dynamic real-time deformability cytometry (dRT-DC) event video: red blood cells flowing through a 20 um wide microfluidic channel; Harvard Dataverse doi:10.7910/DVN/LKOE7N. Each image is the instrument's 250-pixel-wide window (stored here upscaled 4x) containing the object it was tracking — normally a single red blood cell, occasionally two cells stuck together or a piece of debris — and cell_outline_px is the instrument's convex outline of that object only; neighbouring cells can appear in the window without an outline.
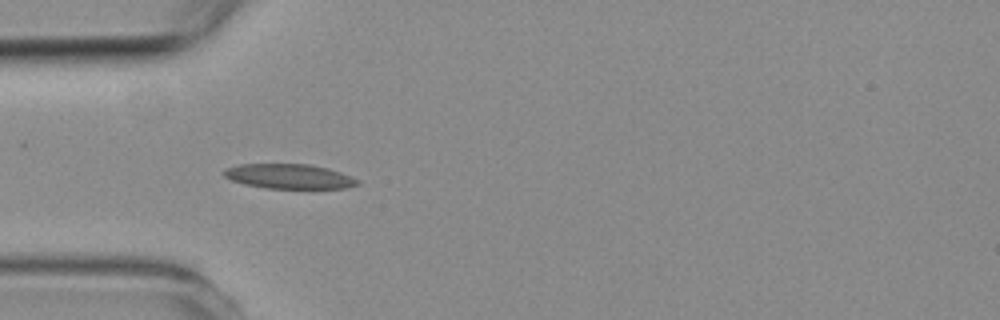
{"species": "common noctule bat (a hibernating species)", "species_latin": "Nyctalus noctula", "temperature_condition": "room temperature", "stored_images_in_passage": 5, "camera_frame_rate_fps": 3000, "um_per_image_px": 0.085, "animal": {"sex": "female", "body_mass_g": 19.3, "forearm_length_mm": 54.1}, "frame": {"image": 1, "passage_image": 4, "time_ms": 4.667, "image_size_px": [1000, 320], "cell_outline_px": [[360, 184], [344, 188], [264, 188], [244, 184], [232, 180], [224, 176], [220, 172], [224, 168], [240, 164], [308, 164], [328, 168], [340, 172], [360, 180]], "centroid_in_image_um": [24.54, 14.98], "position_along_channel_um": 60.5, "area_um2": 19.31}}
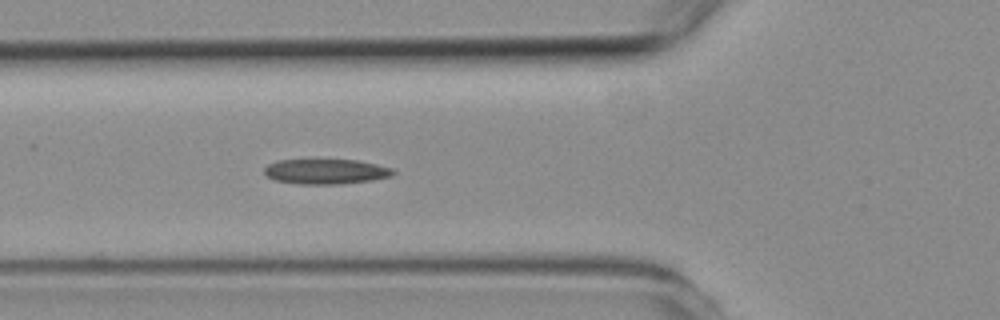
{"frame": {"image": 2, "passage_image": 5, "time_ms": 5.667, "image_size_px": [1000, 320], "cell_outline_px": [[396, 172], [392, 176], [372, 180], [340, 184], [300, 184], [276, 180], [268, 176], [264, 172], [264, 168], [268, 164], [276, 160], [356, 160], [376, 164], [392, 168]], "centroid_in_image_um": [27.71, 14.58], "position_along_channel_um": 98.1, "area_um2": 18.73}}